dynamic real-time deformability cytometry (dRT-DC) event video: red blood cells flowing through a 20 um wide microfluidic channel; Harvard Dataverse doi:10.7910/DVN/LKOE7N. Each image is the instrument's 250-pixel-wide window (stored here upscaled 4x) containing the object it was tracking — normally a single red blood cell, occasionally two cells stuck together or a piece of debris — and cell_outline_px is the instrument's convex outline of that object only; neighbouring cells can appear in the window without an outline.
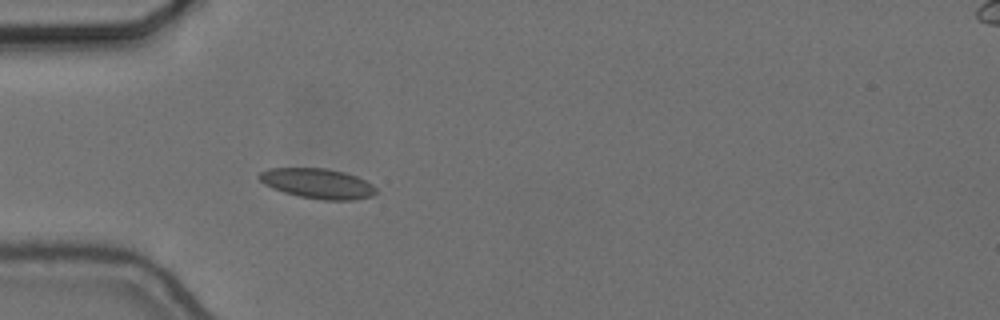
{"species": "common noctule bat (a hibernating species)", "species_latin": "Nyctalus noctula", "temperature_condition": "cold", "stored_images_in_passage": 35, "camera_frame_rate_fps": 3000, "um_per_image_px": 0.085, "animal": {"sex": "female", "body_mass_g": 24.6, "forearm_length_mm": 56.2}, "frame": {"image": 1, "passage_image": 5, "time_ms": 1.333, "image_size_px": [1000, 320], "cell_outline_px": [[376, 192], [372, 196], [356, 200], [324, 200], [300, 196], [284, 192], [272, 188], [264, 184], [256, 176], [260, 172], [268, 168], [328, 168], [344, 172], [356, 176], [372, 184], [376, 188]], "centroid_in_image_um": [26.99, 15.59], "position_along_channel_um": 58.0, "area_um2": 20.52}}
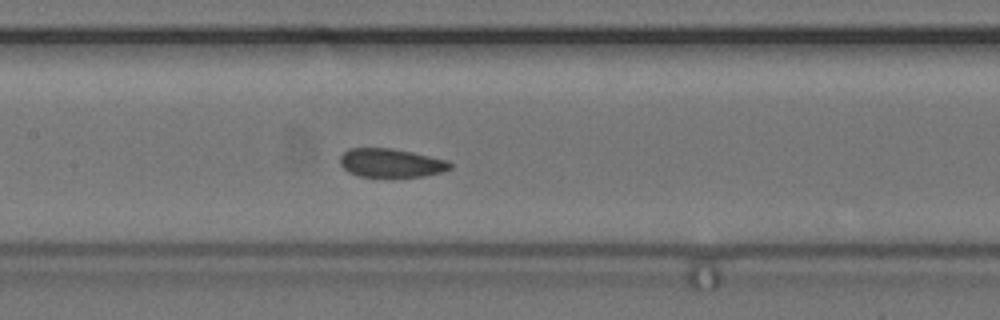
{"frame": {"image": 2, "passage_image": 15, "time_ms": 4.667, "image_size_px": [1000, 320], "cell_outline_px": [[452, 168], [444, 172], [424, 176], [360, 176], [348, 172], [340, 164], [340, 156], [348, 148], [392, 148], [412, 152], [448, 160], [452, 164]], "centroid_in_image_um": [33.26, 13.84], "position_along_channel_um": 174.1, "area_um2": 18.38}}
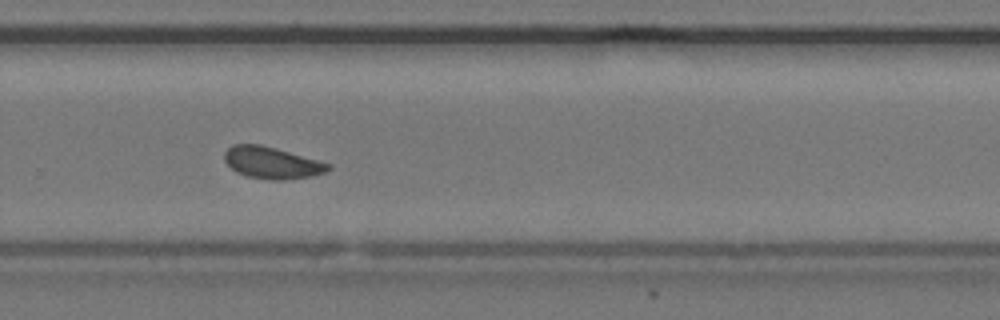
{"frame": {"image": 3, "passage_image": 26, "time_ms": 8.333, "image_size_px": [1000, 320], "cell_outline_px": [[332, 168], [324, 172], [312, 176], [284, 180], [272, 180], [248, 176], [236, 172], [224, 160], [224, 152], [232, 144], [260, 144], [276, 148], [332, 164]], "centroid_in_image_um": [23.11, 13.83], "position_along_channel_um": 306.7, "area_um2": 19.19}, "authors_computed_cell_mechanics": {"area_um2": 19.1896, "velocity_mm_per_s": 3.635, "shape_relaxation_time_tau1_ms": null, "shape_relaxation_time_tau2_ms": 1.2821, "deformation_change_tau1": null, "deformation_change_tau2": 0.0723}}